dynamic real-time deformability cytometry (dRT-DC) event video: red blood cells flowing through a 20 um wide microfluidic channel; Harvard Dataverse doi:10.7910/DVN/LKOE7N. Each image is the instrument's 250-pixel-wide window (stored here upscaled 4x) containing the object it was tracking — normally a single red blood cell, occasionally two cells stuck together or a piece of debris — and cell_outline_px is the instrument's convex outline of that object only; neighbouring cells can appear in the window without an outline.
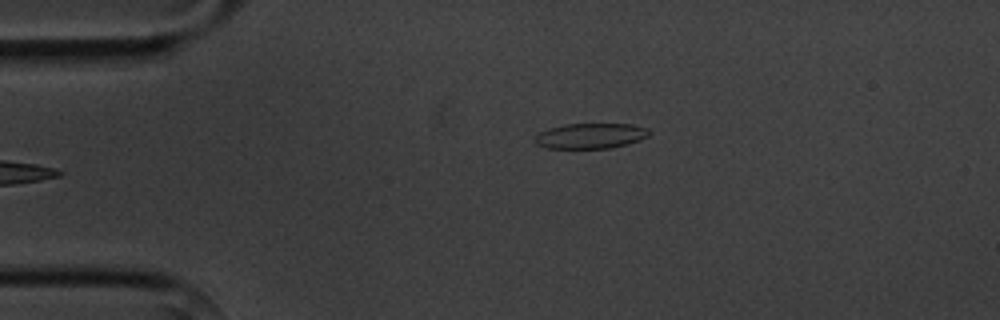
{"species": "common noctule bat (a hibernating species)", "species_latin": "Nyctalus noctula", "temperature_condition": "cold", "stored_images_in_passage": 4, "camera_frame_rate_fps": 3000, "um_per_image_px": 0.085, "animal": {"sex": "male", "body_mass_g": 20.1, "forearm_length_mm": 53.5}, "frame": {"image": 1, "passage_image": 4, "time_ms": 3.333, "image_size_px": [1000, 320], "cell_outline_px": [[652, 132], [648, 136], [640, 140], [628, 144], [608, 148], [544, 148], [536, 144], [536, 136], [540, 132], [548, 128], [564, 124], [632, 124], [648, 128]], "centroid_in_image_um": [50.23, 11.54], "position_along_channel_um": 34.8, "area_um2": 16.94}}